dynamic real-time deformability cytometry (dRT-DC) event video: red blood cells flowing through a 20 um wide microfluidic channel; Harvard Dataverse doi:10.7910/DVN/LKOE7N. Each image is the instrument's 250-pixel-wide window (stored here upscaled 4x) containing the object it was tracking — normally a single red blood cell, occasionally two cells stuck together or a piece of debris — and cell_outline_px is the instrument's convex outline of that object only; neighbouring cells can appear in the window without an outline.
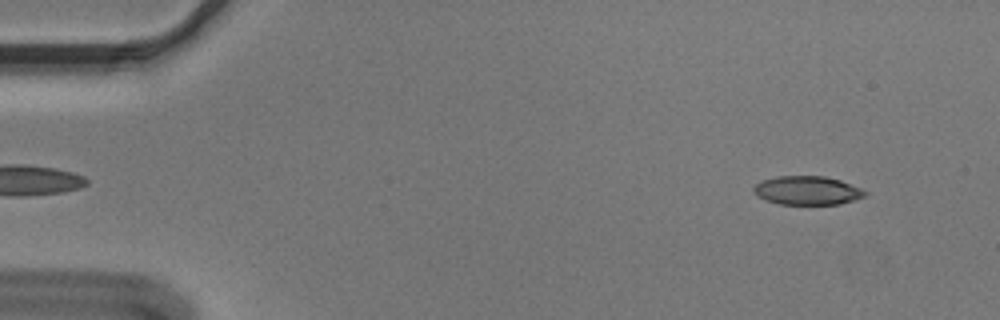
{"species": "Egyptian fruit bat (a non-hibernating species)", "species_latin": "Rousettus aegyptiacus", "temperature_condition": "cold", "stored_images_in_passage": 53, "camera_frame_rate_fps": 3000, "um_per_image_px": 0.085, "animal": {"sex": "male"}, "frame": {"image": 1, "passage_image": 3, "time_ms": 0.667, "image_size_px": [1000, 320], "cell_outline_px": [[868, 192], [864, 196], [840, 204], [780, 204], [756, 196], [752, 192], [752, 188], [760, 180], [776, 176], [824, 176], [840, 180], [860, 188]], "centroid_in_image_um": [68.57, 16.18], "position_along_channel_um": 16.4, "area_um2": 18.61}}
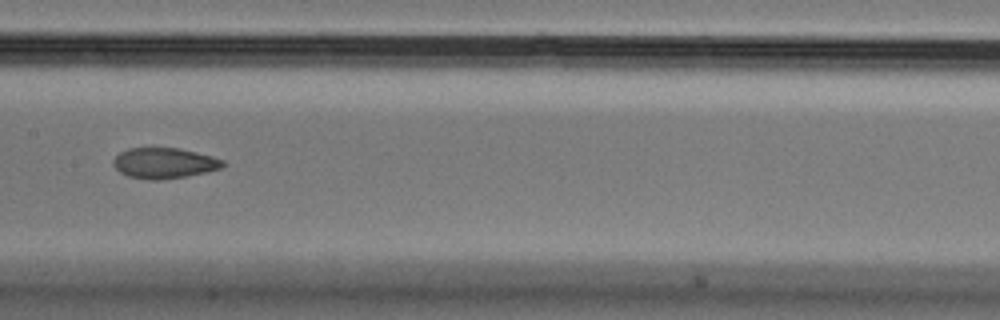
{"frame": {"image": 2, "passage_image": 26, "time_ms": 8.333, "image_size_px": [1000, 320], "cell_outline_px": [[228, 164], [220, 168], [208, 172], [160, 180], [148, 180], [128, 176], [120, 172], [112, 164], [112, 160], [120, 152], [128, 148], [180, 148], [212, 156], [224, 160]], "centroid_in_image_um": [13.97, 13.86], "position_along_channel_um": 193.4, "area_um2": 19.65}}
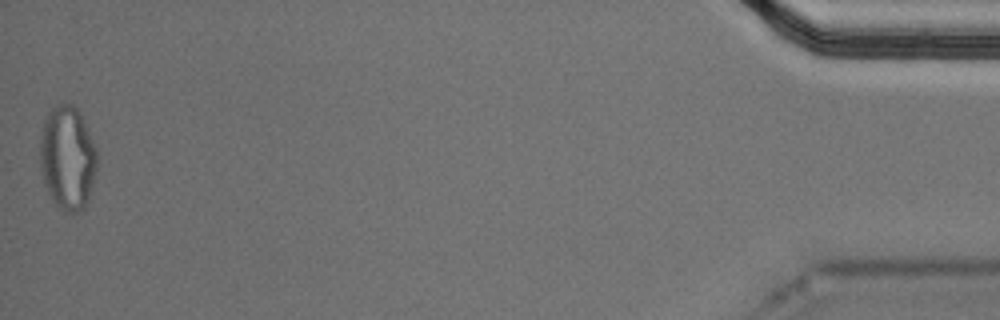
{"frame": {"image": 3, "passage_image": 53, "time_ms": 17.333, "image_size_px": [1000, 320], "cell_outline_px": [[96, 168], [88, 200], [84, 208], [80, 212], [64, 212], [52, 200], [44, 184], [40, 164], [40, 136], [44, 120], [48, 112], [56, 104], [72, 104], [80, 112], [84, 120], [96, 148]], "centroid_in_image_um": [5.72, 13.41], "position_along_channel_um": 429.5, "area_um2": 34.56}, "authors_computed_cell_mechanics": {"area_um2": 20.1144, "velocity_mm_per_s": 3.6289, "shape_relaxation_time_tau1_ms": null, "shape_relaxation_time_tau2_ms": 1.5933, "deformation_change_tau1": null, "deformation_change_tau2": 0.0637}}